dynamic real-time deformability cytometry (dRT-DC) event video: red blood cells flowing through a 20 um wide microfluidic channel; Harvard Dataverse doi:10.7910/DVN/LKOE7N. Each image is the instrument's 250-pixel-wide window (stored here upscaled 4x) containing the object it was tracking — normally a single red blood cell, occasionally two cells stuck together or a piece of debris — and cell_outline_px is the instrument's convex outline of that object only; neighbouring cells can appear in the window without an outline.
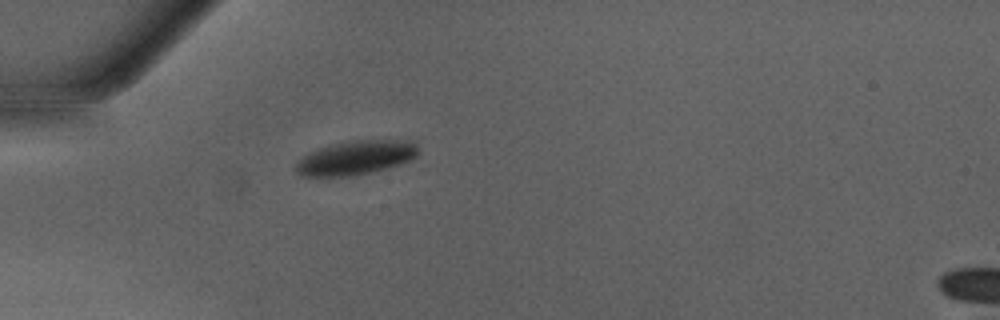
{"species": "Egyptian fruit bat (a non-hibernating species)", "species_latin": "Rousettus aegyptiacus", "temperature_condition": "warm", "stored_images_in_passage": 29, "camera_frame_rate_fps": 3000, "um_per_image_px": 0.085, "animal": {"sex": "male"}, "frame": {"image": 1, "passage_image": 1, "time_ms": 0.0, "image_size_px": [1000, 320], "cell_outline_px": [[420, 152], [412, 160], [400, 164], [368, 172], [348, 176], [304, 176], [296, 168], [296, 164], [300, 156], [308, 152], [328, 144], [348, 140], [412, 140], [416, 144]], "centroid_in_image_um": [30.26, 13.37], "position_along_channel_um": 54.7, "area_um2": 24.39}}
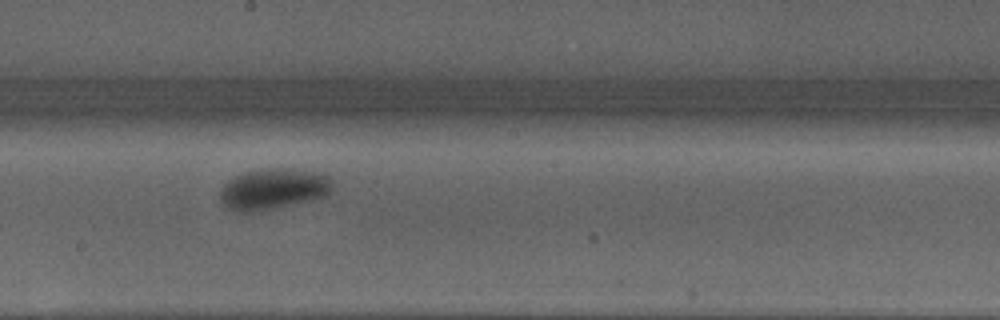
{"frame": {"image": 2, "passage_image": 14, "time_ms": 4.333, "image_size_px": [1000, 320], "cell_outline_px": [[332, 188], [324, 196], [308, 200], [272, 208], [252, 212], [240, 212], [224, 204], [220, 200], [220, 192], [224, 184], [236, 176], [256, 168], [296, 168], [324, 172], [328, 176]], "centroid_in_image_um": [23.24, 16.01], "position_along_channel_um": 225.0, "area_um2": 26.53}}
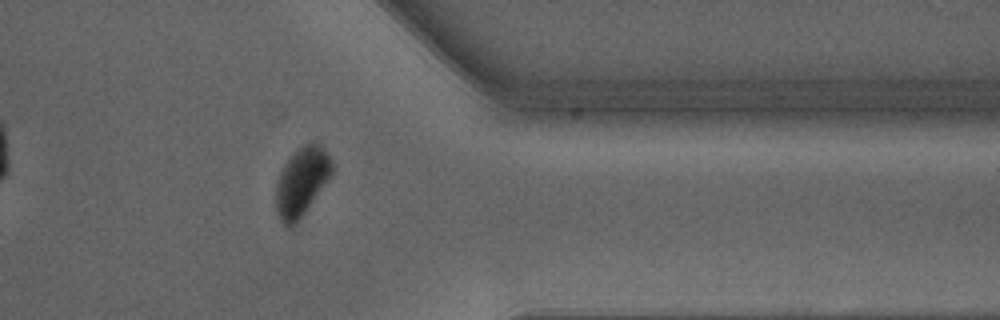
{"frame": {"image": 3, "passage_image": 26, "time_ms": 8.333, "image_size_px": [1000, 320], "cell_outline_px": [[332, 172], [296, 224], [292, 228], [288, 228], [280, 220], [276, 212], [276, 180], [280, 168], [304, 144], [312, 140], [316, 140], [324, 148], [332, 160]], "centroid_in_image_um": [25.61, 15.43], "position_along_channel_um": 385.8, "area_um2": 22.25}, "authors_computed_cell_mechanics": {"area_um2": 26.5302, "velocity_mm_per_s": 4.2355, "shape_relaxation_time_tau1_ms": 2.1172, "shape_relaxation_time_tau2_ms": null, "deformation_change_tau1": 0.1169, "deformation_change_tau2": null}}